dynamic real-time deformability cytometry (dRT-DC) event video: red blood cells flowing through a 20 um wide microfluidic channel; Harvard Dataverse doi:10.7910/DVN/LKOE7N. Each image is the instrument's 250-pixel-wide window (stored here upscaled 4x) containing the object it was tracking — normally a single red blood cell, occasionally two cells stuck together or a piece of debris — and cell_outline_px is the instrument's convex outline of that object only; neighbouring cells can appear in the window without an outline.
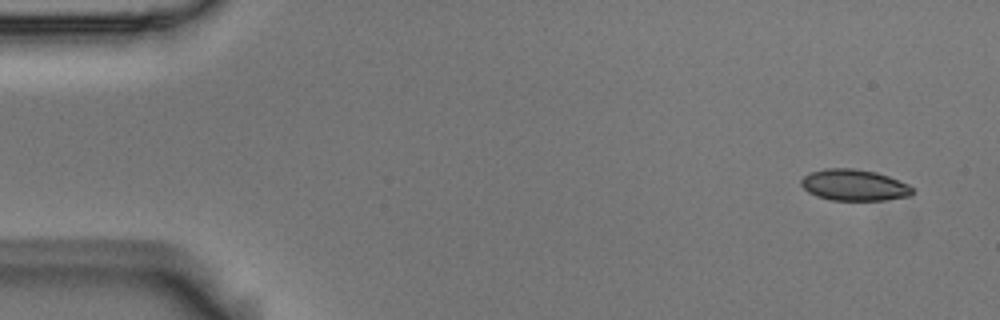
{"species": "Egyptian fruit bat (a non-hibernating species)", "species_latin": "Rousettus aegyptiacus", "temperature_condition": "room temperature", "stored_images_in_passage": 5, "camera_frame_rate_fps": 3000, "um_per_image_px": 0.085, "animal": {"sex": "male"}, "frame": {"image": 1, "passage_image": 1, "time_ms": 0.0, "image_size_px": [1000, 320], "cell_outline_px": [[912, 192], [908, 196], [884, 200], [832, 200], [816, 196], [808, 192], [800, 184], [800, 180], [804, 176], [812, 172], [824, 168], [856, 168], [876, 172], [888, 176], [908, 184], [912, 188]], "centroid_in_image_um": [72.57, 15.72], "position_along_channel_um": 12.4, "area_um2": 20.23}}
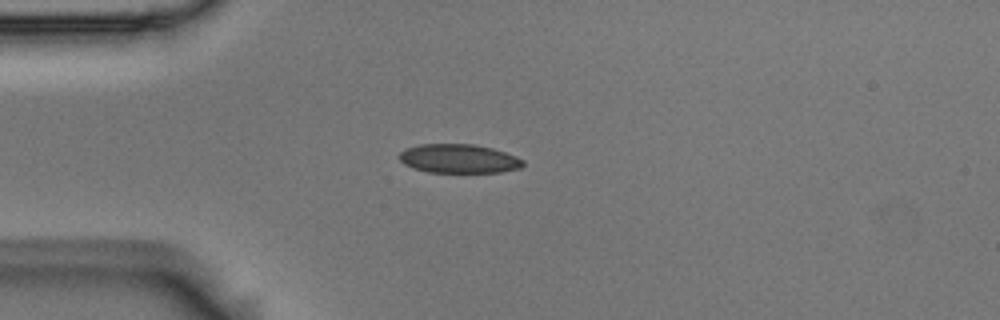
{"frame": {"image": 2, "passage_image": 4, "time_ms": 1.0, "image_size_px": [1000, 320], "cell_outline_px": [[524, 164], [520, 168], [500, 172], [428, 172], [404, 164], [400, 160], [400, 152], [404, 148], [420, 144], [472, 144], [492, 148], [516, 156], [524, 160]], "centroid_in_image_um": [39.0, 13.48], "position_along_channel_um": 46.0, "area_um2": 20.75}}